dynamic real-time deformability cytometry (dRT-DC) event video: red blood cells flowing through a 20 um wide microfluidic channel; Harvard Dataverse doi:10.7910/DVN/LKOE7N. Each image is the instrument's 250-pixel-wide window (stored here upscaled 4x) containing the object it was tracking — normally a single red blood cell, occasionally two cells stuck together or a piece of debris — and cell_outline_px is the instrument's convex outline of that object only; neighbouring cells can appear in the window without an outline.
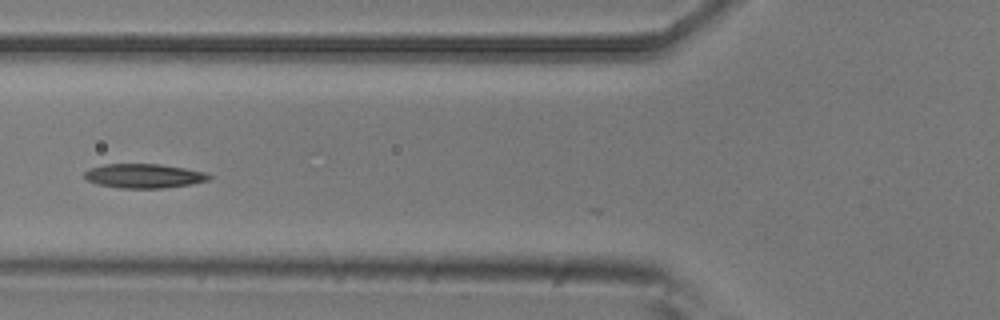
{"species": "common noctule bat (a hibernating species)", "species_latin": "Nyctalus noctula", "temperature_condition": "room temperature", "stored_images_in_passage": 6, "camera_frame_rate_fps": 3000, "um_per_image_px": 0.085, "animal": {"sex": "male", "body_mass_g": 20.5, "forearm_length_mm": 52.5}, "frame": {"image": 1, "passage_image": 6, "time_ms": 1.667, "image_size_px": [1000, 320], "cell_outline_px": [[212, 176], [208, 180], [192, 184], [164, 188], [120, 188], [96, 184], [88, 180], [84, 176], [84, 172], [88, 168], [104, 164], [160, 164], [208, 172]], "centroid_in_image_um": [12.24, 14.95], "position_along_channel_um": 113.6, "area_um2": 17.74}}